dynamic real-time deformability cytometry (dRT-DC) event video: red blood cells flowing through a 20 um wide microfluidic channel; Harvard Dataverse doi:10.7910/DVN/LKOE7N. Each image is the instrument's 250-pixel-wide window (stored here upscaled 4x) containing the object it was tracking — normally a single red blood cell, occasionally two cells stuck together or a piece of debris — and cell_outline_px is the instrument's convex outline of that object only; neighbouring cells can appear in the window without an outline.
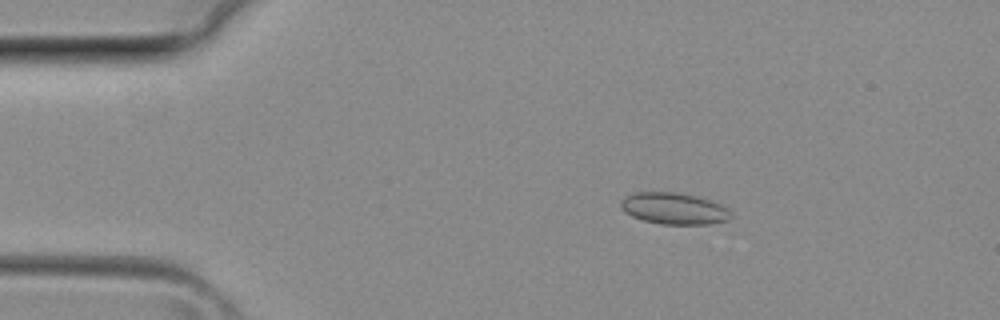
{"species": "common noctule bat (a hibernating species)", "species_latin": "Nyctalus noctula", "temperature_condition": "room temperature", "stored_images_in_passage": 38, "camera_frame_rate_fps": 3000, "um_per_image_px": 0.085, "animal": {"sex": "female", "body_mass_g": 29.2, "forearm_length_mm": 56.3}, "frame": {"image": 1, "passage_image": 6, "time_ms": 1.667, "image_size_px": [1000, 320], "cell_outline_px": [[732, 216], [728, 220], [708, 224], [660, 224], [644, 220], [632, 216], [624, 212], [620, 208], [620, 200], [624, 196], [636, 192], [680, 192], [696, 196], [720, 204], [728, 208], [732, 212]], "centroid_in_image_um": [57.27, 17.72], "position_along_channel_um": 27.7, "area_um2": 20.4}}
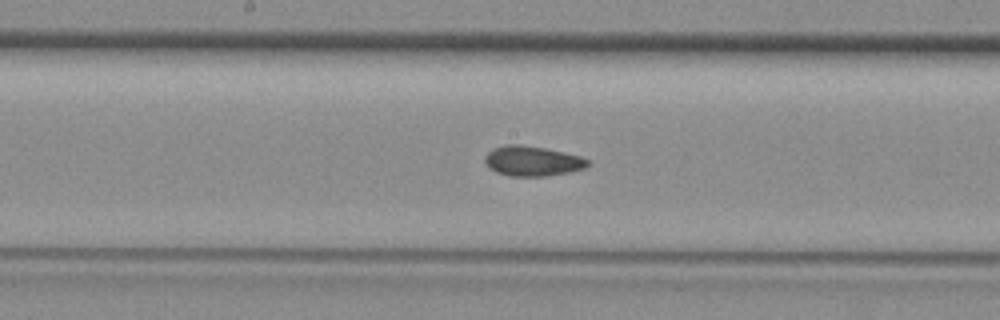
{"frame": {"image": 2, "passage_image": 19, "time_ms": 6.0, "image_size_px": [1000, 320], "cell_outline_px": [[592, 164], [584, 168], [568, 172], [548, 176], [508, 176], [496, 172], [488, 168], [484, 164], [484, 156], [492, 148], [504, 144], [516, 144], [544, 148], [580, 156], [588, 160]], "centroid_in_image_um": [45.2, 13.69], "position_along_channel_um": 203.0, "area_um2": 18.15}}
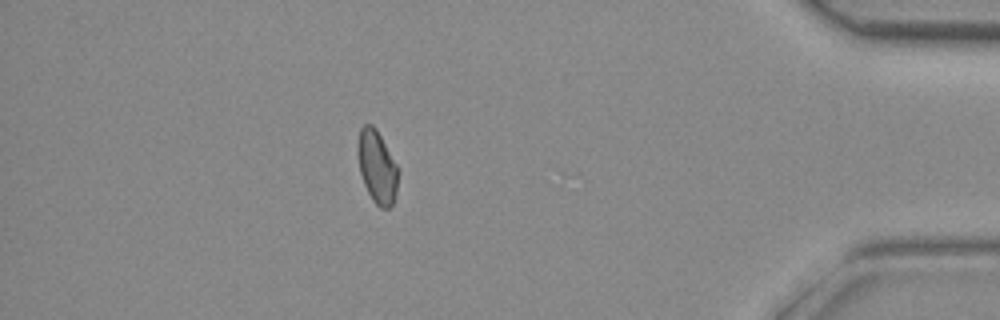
{"frame": {"image": 3, "passage_image": 33, "time_ms": 10.667, "image_size_px": [1000, 320], "cell_outline_px": [[396, 192], [392, 204], [388, 208], [380, 208], [372, 200], [364, 184], [360, 172], [356, 148], [356, 144], [360, 128], [364, 124], [372, 124], [376, 128], [396, 164]], "centroid_in_image_um": [31.99, 14.15], "position_along_channel_um": 403.2, "area_um2": 16.88}}